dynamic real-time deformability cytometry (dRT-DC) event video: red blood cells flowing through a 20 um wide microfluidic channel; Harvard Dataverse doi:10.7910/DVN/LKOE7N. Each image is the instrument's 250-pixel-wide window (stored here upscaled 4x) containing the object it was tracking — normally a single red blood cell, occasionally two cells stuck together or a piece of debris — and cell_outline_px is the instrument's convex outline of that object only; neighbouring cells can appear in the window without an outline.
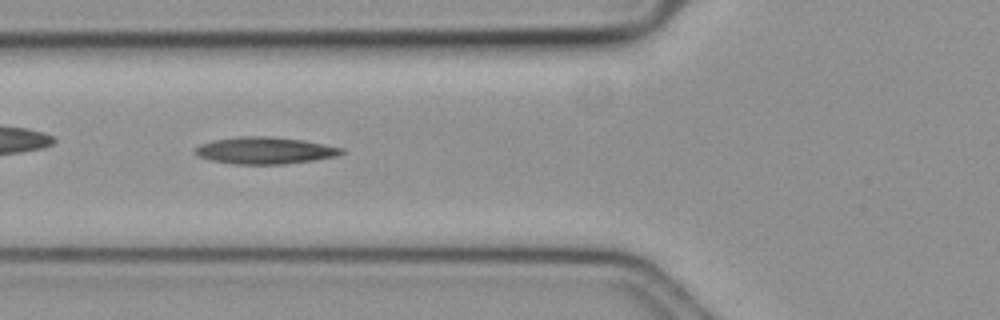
{"species": "common noctule bat (a hibernating species)", "species_latin": "Nyctalus noctula", "temperature_condition": "cold", "stored_images_in_passage": 41, "camera_frame_rate_fps": 3000, "um_per_image_px": 0.085, "animal": {"sex": "female", "body_mass_g": 19.3, "forearm_length_mm": 54.1}, "frame": {"image": 1, "passage_image": 5, "time_ms": 1.333, "image_size_px": [1000, 320], "cell_outline_px": [[348, 152], [336, 156], [312, 160], [284, 164], [232, 164], [212, 160], [196, 156], [192, 152], [192, 148], [200, 144], [212, 140], [240, 136], [272, 136], [304, 140], [344, 148]], "centroid_in_image_um": [22.48, 12.78], "position_along_channel_um": 103.3, "area_um2": 23.29}}
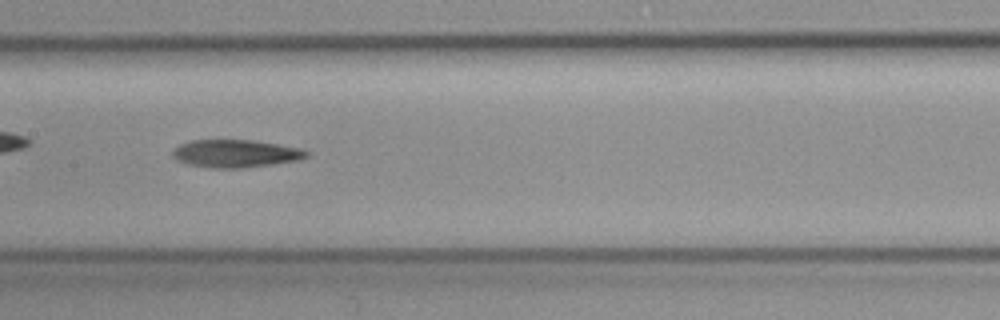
{"frame": {"image": 2, "passage_image": 12, "time_ms": 3.667, "image_size_px": [1000, 320], "cell_outline_px": [[312, 152], [308, 156], [300, 160], [244, 168], [212, 168], [188, 164], [176, 160], [172, 156], [172, 152], [180, 144], [192, 140], [252, 140], [300, 148]], "centroid_in_image_um": [20.05, 13.06], "position_along_channel_um": 187.4, "area_um2": 21.68}}
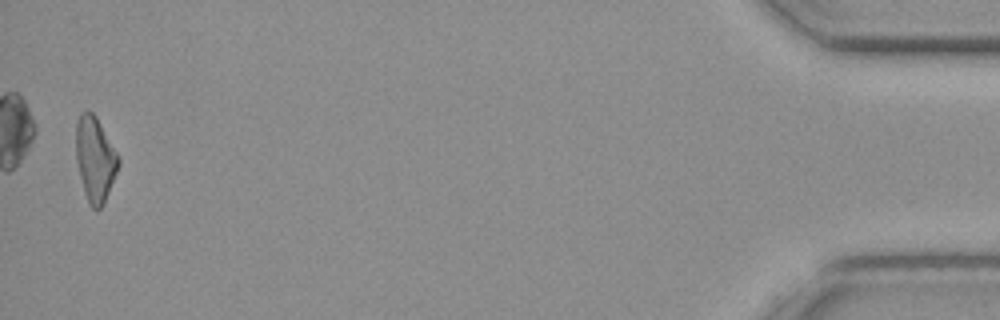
{"frame": {"image": 3, "passage_image": 40, "time_ms": 13.0, "image_size_px": [1000, 320], "cell_outline_px": [[120, 164], [104, 204], [100, 208], [92, 208], [88, 204], [80, 176], [76, 160], [76, 124], [80, 112], [92, 112], [96, 116], [116, 152], [120, 160]], "centroid_in_image_um": [8.08, 13.54], "position_along_channel_um": 427.1, "area_um2": 20.75}}